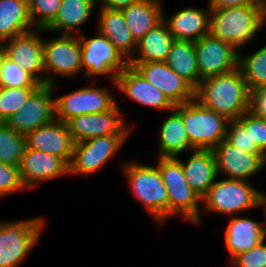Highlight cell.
<instances>
[{
    "label": "cell",
    "instance_id": "cell-1",
    "mask_svg": "<svg viewBox=\"0 0 266 267\" xmlns=\"http://www.w3.org/2000/svg\"><path fill=\"white\" fill-rule=\"evenodd\" d=\"M195 99L230 121L250 110V91L239 68L201 80L195 89Z\"/></svg>",
    "mask_w": 266,
    "mask_h": 267
},
{
    "label": "cell",
    "instance_id": "cell-2",
    "mask_svg": "<svg viewBox=\"0 0 266 267\" xmlns=\"http://www.w3.org/2000/svg\"><path fill=\"white\" fill-rule=\"evenodd\" d=\"M265 24L266 6L211 9L209 33L239 51Z\"/></svg>",
    "mask_w": 266,
    "mask_h": 267
},
{
    "label": "cell",
    "instance_id": "cell-3",
    "mask_svg": "<svg viewBox=\"0 0 266 267\" xmlns=\"http://www.w3.org/2000/svg\"><path fill=\"white\" fill-rule=\"evenodd\" d=\"M173 110L184 124L190 141V152L194 149L212 150L226 139L230 120L204 107L196 99L174 105Z\"/></svg>",
    "mask_w": 266,
    "mask_h": 267
},
{
    "label": "cell",
    "instance_id": "cell-4",
    "mask_svg": "<svg viewBox=\"0 0 266 267\" xmlns=\"http://www.w3.org/2000/svg\"><path fill=\"white\" fill-rule=\"evenodd\" d=\"M122 166L132 193L159 224L169 219V197L157 166L125 161Z\"/></svg>",
    "mask_w": 266,
    "mask_h": 267
},
{
    "label": "cell",
    "instance_id": "cell-5",
    "mask_svg": "<svg viewBox=\"0 0 266 267\" xmlns=\"http://www.w3.org/2000/svg\"><path fill=\"white\" fill-rule=\"evenodd\" d=\"M157 167L169 197V218L181 214L198 225L202 219L199 204L202 199L188 184L181 162L176 157H158Z\"/></svg>",
    "mask_w": 266,
    "mask_h": 267
},
{
    "label": "cell",
    "instance_id": "cell-6",
    "mask_svg": "<svg viewBox=\"0 0 266 267\" xmlns=\"http://www.w3.org/2000/svg\"><path fill=\"white\" fill-rule=\"evenodd\" d=\"M42 217L0 222V267H18L41 237Z\"/></svg>",
    "mask_w": 266,
    "mask_h": 267
},
{
    "label": "cell",
    "instance_id": "cell-7",
    "mask_svg": "<svg viewBox=\"0 0 266 267\" xmlns=\"http://www.w3.org/2000/svg\"><path fill=\"white\" fill-rule=\"evenodd\" d=\"M261 192L248 181L229 179L215 181L202 198L204 209L232 214L259 207Z\"/></svg>",
    "mask_w": 266,
    "mask_h": 267
},
{
    "label": "cell",
    "instance_id": "cell-8",
    "mask_svg": "<svg viewBox=\"0 0 266 267\" xmlns=\"http://www.w3.org/2000/svg\"><path fill=\"white\" fill-rule=\"evenodd\" d=\"M97 32L96 37L89 39L81 34L78 36L82 70L86 69L84 76L109 74L110 81L116 84V77L129 65V62L105 35Z\"/></svg>",
    "mask_w": 266,
    "mask_h": 267
},
{
    "label": "cell",
    "instance_id": "cell-9",
    "mask_svg": "<svg viewBox=\"0 0 266 267\" xmlns=\"http://www.w3.org/2000/svg\"><path fill=\"white\" fill-rule=\"evenodd\" d=\"M129 135H107L90 138L75 143L69 173L72 175H91L100 168L126 142ZM125 141V142H124Z\"/></svg>",
    "mask_w": 266,
    "mask_h": 267
},
{
    "label": "cell",
    "instance_id": "cell-10",
    "mask_svg": "<svg viewBox=\"0 0 266 267\" xmlns=\"http://www.w3.org/2000/svg\"><path fill=\"white\" fill-rule=\"evenodd\" d=\"M116 105L106 88L82 87L55 98V119L67 123L76 116L102 113Z\"/></svg>",
    "mask_w": 266,
    "mask_h": 267
},
{
    "label": "cell",
    "instance_id": "cell-11",
    "mask_svg": "<svg viewBox=\"0 0 266 267\" xmlns=\"http://www.w3.org/2000/svg\"><path fill=\"white\" fill-rule=\"evenodd\" d=\"M34 31L32 30L4 41L5 55L19 64L40 85H54V77L42 75L45 71L43 39L39 33H42V31L45 33V30L36 29V32Z\"/></svg>",
    "mask_w": 266,
    "mask_h": 267
},
{
    "label": "cell",
    "instance_id": "cell-12",
    "mask_svg": "<svg viewBox=\"0 0 266 267\" xmlns=\"http://www.w3.org/2000/svg\"><path fill=\"white\" fill-rule=\"evenodd\" d=\"M194 45L200 81L238 68V50L210 33L195 41Z\"/></svg>",
    "mask_w": 266,
    "mask_h": 267
},
{
    "label": "cell",
    "instance_id": "cell-13",
    "mask_svg": "<svg viewBox=\"0 0 266 267\" xmlns=\"http://www.w3.org/2000/svg\"><path fill=\"white\" fill-rule=\"evenodd\" d=\"M53 88L54 85H41L5 123L17 133L26 136L52 122L55 119Z\"/></svg>",
    "mask_w": 266,
    "mask_h": 267
},
{
    "label": "cell",
    "instance_id": "cell-14",
    "mask_svg": "<svg viewBox=\"0 0 266 267\" xmlns=\"http://www.w3.org/2000/svg\"><path fill=\"white\" fill-rule=\"evenodd\" d=\"M129 65L162 91L173 105L195 99V89L165 62H129Z\"/></svg>",
    "mask_w": 266,
    "mask_h": 267
},
{
    "label": "cell",
    "instance_id": "cell-15",
    "mask_svg": "<svg viewBox=\"0 0 266 267\" xmlns=\"http://www.w3.org/2000/svg\"><path fill=\"white\" fill-rule=\"evenodd\" d=\"M118 105L109 111L83 114L70 119L66 124L75 143L107 135H129L131 128L122 118Z\"/></svg>",
    "mask_w": 266,
    "mask_h": 267
},
{
    "label": "cell",
    "instance_id": "cell-16",
    "mask_svg": "<svg viewBox=\"0 0 266 267\" xmlns=\"http://www.w3.org/2000/svg\"><path fill=\"white\" fill-rule=\"evenodd\" d=\"M218 175L229 179L249 180L266 165L265 153H246L226 139L212 149Z\"/></svg>",
    "mask_w": 266,
    "mask_h": 267
},
{
    "label": "cell",
    "instance_id": "cell-17",
    "mask_svg": "<svg viewBox=\"0 0 266 267\" xmlns=\"http://www.w3.org/2000/svg\"><path fill=\"white\" fill-rule=\"evenodd\" d=\"M45 72L60 76H76L82 70L81 45L78 36L62 35L43 40Z\"/></svg>",
    "mask_w": 266,
    "mask_h": 267
},
{
    "label": "cell",
    "instance_id": "cell-18",
    "mask_svg": "<svg viewBox=\"0 0 266 267\" xmlns=\"http://www.w3.org/2000/svg\"><path fill=\"white\" fill-rule=\"evenodd\" d=\"M25 138L26 148L56 155L69 165L75 142L66 123L54 119L31 131Z\"/></svg>",
    "mask_w": 266,
    "mask_h": 267
},
{
    "label": "cell",
    "instance_id": "cell-19",
    "mask_svg": "<svg viewBox=\"0 0 266 267\" xmlns=\"http://www.w3.org/2000/svg\"><path fill=\"white\" fill-rule=\"evenodd\" d=\"M19 171L27 189L69 173V165L56 155L25 148Z\"/></svg>",
    "mask_w": 266,
    "mask_h": 267
},
{
    "label": "cell",
    "instance_id": "cell-20",
    "mask_svg": "<svg viewBox=\"0 0 266 267\" xmlns=\"http://www.w3.org/2000/svg\"><path fill=\"white\" fill-rule=\"evenodd\" d=\"M116 87L137 103L157 108L172 110L173 104L157 87L149 83L133 66L128 65L117 77Z\"/></svg>",
    "mask_w": 266,
    "mask_h": 267
},
{
    "label": "cell",
    "instance_id": "cell-21",
    "mask_svg": "<svg viewBox=\"0 0 266 267\" xmlns=\"http://www.w3.org/2000/svg\"><path fill=\"white\" fill-rule=\"evenodd\" d=\"M210 12L209 7H188L177 11L169 19L163 16V21L175 40L195 42L209 33Z\"/></svg>",
    "mask_w": 266,
    "mask_h": 267
},
{
    "label": "cell",
    "instance_id": "cell-22",
    "mask_svg": "<svg viewBox=\"0 0 266 267\" xmlns=\"http://www.w3.org/2000/svg\"><path fill=\"white\" fill-rule=\"evenodd\" d=\"M224 237L232 260L236 255L252 249L266 239L264 223L235 216L228 223Z\"/></svg>",
    "mask_w": 266,
    "mask_h": 267
},
{
    "label": "cell",
    "instance_id": "cell-23",
    "mask_svg": "<svg viewBox=\"0 0 266 267\" xmlns=\"http://www.w3.org/2000/svg\"><path fill=\"white\" fill-rule=\"evenodd\" d=\"M191 153L186 163L178 160L188 184L202 199L218 177L217 165L212 150L194 149Z\"/></svg>",
    "mask_w": 266,
    "mask_h": 267
},
{
    "label": "cell",
    "instance_id": "cell-24",
    "mask_svg": "<svg viewBox=\"0 0 266 267\" xmlns=\"http://www.w3.org/2000/svg\"><path fill=\"white\" fill-rule=\"evenodd\" d=\"M98 31L105 35L115 48L129 61L136 50V42L132 38L121 10L101 7Z\"/></svg>",
    "mask_w": 266,
    "mask_h": 267
},
{
    "label": "cell",
    "instance_id": "cell-25",
    "mask_svg": "<svg viewBox=\"0 0 266 267\" xmlns=\"http://www.w3.org/2000/svg\"><path fill=\"white\" fill-rule=\"evenodd\" d=\"M159 1L140 0L121 10L135 42L163 21V9Z\"/></svg>",
    "mask_w": 266,
    "mask_h": 267
},
{
    "label": "cell",
    "instance_id": "cell-26",
    "mask_svg": "<svg viewBox=\"0 0 266 267\" xmlns=\"http://www.w3.org/2000/svg\"><path fill=\"white\" fill-rule=\"evenodd\" d=\"M174 40L167 24L162 21L136 42V57L134 55L128 62H165Z\"/></svg>",
    "mask_w": 266,
    "mask_h": 267
},
{
    "label": "cell",
    "instance_id": "cell-27",
    "mask_svg": "<svg viewBox=\"0 0 266 267\" xmlns=\"http://www.w3.org/2000/svg\"><path fill=\"white\" fill-rule=\"evenodd\" d=\"M96 4L97 0H61L55 20L45 31L62 30V35H78V29L87 22Z\"/></svg>",
    "mask_w": 266,
    "mask_h": 267
},
{
    "label": "cell",
    "instance_id": "cell-28",
    "mask_svg": "<svg viewBox=\"0 0 266 267\" xmlns=\"http://www.w3.org/2000/svg\"><path fill=\"white\" fill-rule=\"evenodd\" d=\"M32 26L27 0H0V41L32 31Z\"/></svg>",
    "mask_w": 266,
    "mask_h": 267
},
{
    "label": "cell",
    "instance_id": "cell-29",
    "mask_svg": "<svg viewBox=\"0 0 266 267\" xmlns=\"http://www.w3.org/2000/svg\"><path fill=\"white\" fill-rule=\"evenodd\" d=\"M165 63L194 89L200 83L193 41L174 40Z\"/></svg>",
    "mask_w": 266,
    "mask_h": 267
},
{
    "label": "cell",
    "instance_id": "cell-30",
    "mask_svg": "<svg viewBox=\"0 0 266 267\" xmlns=\"http://www.w3.org/2000/svg\"><path fill=\"white\" fill-rule=\"evenodd\" d=\"M162 122L159 132L158 157H176L184 151L190 152V141L180 116L172 109Z\"/></svg>",
    "mask_w": 266,
    "mask_h": 267
},
{
    "label": "cell",
    "instance_id": "cell-31",
    "mask_svg": "<svg viewBox=\"0 0 266 267\" xmlns=\"http://www.w3.org/2000/svg\"><path fill=\"white\" fill-rule=\"evenodd\" d=\"M238 68L250 92L266 88V45L247 57L239 53Z\"/></svg>",
    "mask_w": 266,
    "mask_h": 267
},
{
    "label": "cell",
    "instance_id": "cell-32",
    "mask_svg": "<svg viewBox=\"0 0 266 267\" xmlns=\"http://www.w3.org/2000/svg\"><path fill=\"white\" fill-rule=\"evenodd\" d=\"M25 148V136L0 122V162L19 167Z\"/></svg>",
    "mask_w": 266,
    "mask_h": 267
},
{
    "label": "cell",
    "instance_id": "cell-33",
    "mask_svg": "<svg viewBox=\"0 0 266 267\" xmlns=\"http://www.w3.org/2000/svg\"><path fill=\"white\" fill-rule=\"evenodd\" d=\"M226 140L246 153H264L256 144H252L251 111L248 110L238 120L228 123Z\"/></svg>",
    "mask_w": 266,
    "mask_h": 267
},
{
    "label": "cell",
    "instance_id": "cell-34",
    "mask_svg": "<svg viewBox=\"0 0 266 267\" xmlns=\"http://www.w3.org/2000/svg\"><path fill=\"white\" fill-rule=\"evenodd\" d=\"M39 87H2L0 86V122H5L10 116L21 109L27 99Z\"/></svg>",
    "mask_w": 266,
    "mask_h": 267
},
{
    "label": "cell",
    "instance_id": "cell-35",
    "mask_svg": "<svg viewBox=\"0 0 266 267\" xmlns=\"http://www.w3.org/2000/svg\"><path fill=\"white\" fill-rule=\"evenodd\" d=\"M0 86L2 87H40L41 85L19 64L6 55L0 65Z\"/></svg>",
    "mask_w": 266,
    "mask_h": 267
},
{
    "label": "cell",
    "instance_id": "cell-36",
    "mask_svg": "<svg viewBox=\"0 0 266 267\" xmlns=\"http://www.w3.org/2000/svg\"><path fill=\"white\" fill-rule=\"evenodd\" d=\"M61 0H27L34 29H46L56 18Z\"/></svg>",
    "mask_w": 266,
    "mask_h": 267
},
{
    "label": "cell",
    "instance_id": "cell-37",
    "mask_svg": "<svg viewBox=\"0 0 266 267\" xmlns=\"http://www.w3.org/2000/svg\"><path fill=\"white\" fill-rule=\"evenodd\" d=\"M24 188L19 167L0 162V197L8 196Z\"/></svg>",
    "mask_w": 266,
    "mask_h": 267
},
{
    "label": "cell",
    "instance_id": "cell-38",
    "mask_svg": "<svg viewBox=\"0 0 266 267\" xmlns=\"http://www.w3.org/2000/svg\"><path fill=\"white\" fill-rule=\"evenodd\" d=\"M231 264L233 267H266L265 240L252 249L236 255Z\"/></svg>",
    "mask_w": 266,
    "mask_h": 267
},
{
    "label": "cell",
    "instance_id": "cell-39",
    "mask_svg": "<svg viewBox=\"0 0 266 267\" xmlns=\"http://www.w3.org/2000/svg\"><path fill=\"white\" fill-rule=\"evenodd\" d=\"M252 144H256L266 154V119L251 112Z\"/></svg>",
    "mask_w": 266,
    "mask_h": 267
},
{
    "label": "cell",
    "instance_id": "cell-40",
    "mask_svg": "<svg viewBox=\"0 0 266 267\" xmlns=\"http://www.w3.org/2000/svg\"><path fill=\"white\" fill-rule=\"evenodd\" d=\"M250 111L266 119V88L250 92Z\"/></svg>",
    "mask_w": 266,
    "mask_h": 267
},
{
    "label": "cell",
    "instance_id": "cell-41",
    "mask_svg": "<svg viewBox=\"0 0 266 267\" xmlns=\"http://www.w3.org/2000/svg\"><path fill=\"white\" fill-rule=\"evenodd\" d=\"M210 9H222L236 6H266V0H209Z\"/></svg>",
    "mask_w": 266,
    "mask_h": 267
},
{
    "label": "cell",
    "instance_id": "cell-42",
    "mask_svg": "<svg viewBox=\"0 0 266 267\" xmlns=\"http://www.w3.org/2000/svg\"><path fill=\"white\" fill-rule=\"evenodd\" d=\"M138 1L140 0H97V2L102 3L101 7L114 9V10H122L126 8L127 6Z\"/></svg>",
    "mask_w": 266,
    "mask_h": 267
},
{
    "label": "cell",
    "instance_id": "cell-43",
    "mask_svg": "<svg viewBox=\"0 0 266 267\" xmlns=\"http://www.w3.org/2000/svg\"><path fill=\"white\" fill-rule=\"evenodd\" d=\"M259 206L265 208V210H264L265 216L264 217L266 218V195L263 192H261V194H260ZM263 223H264L265 232H266V220H265V222L263 221Z\"/></svg>",
    "mask_w": 266,
    "mask_h": 267
},
{
    "label": "cell",
    "instance_id": "cell-44",
    "mask_svg": "<svg viewBox=\"0 0 266 267\" xmlns=\"http://www.w3.org/2000/svg\"><path fill=\"white\" fill-rule=\"evenodd\" d=\"M3 45H4V42L0 41V65H1L2 58L5 56V46Z\"/></svg>",
    "mask_w": 266,
    "mask_h": 267
}]
</instances>
